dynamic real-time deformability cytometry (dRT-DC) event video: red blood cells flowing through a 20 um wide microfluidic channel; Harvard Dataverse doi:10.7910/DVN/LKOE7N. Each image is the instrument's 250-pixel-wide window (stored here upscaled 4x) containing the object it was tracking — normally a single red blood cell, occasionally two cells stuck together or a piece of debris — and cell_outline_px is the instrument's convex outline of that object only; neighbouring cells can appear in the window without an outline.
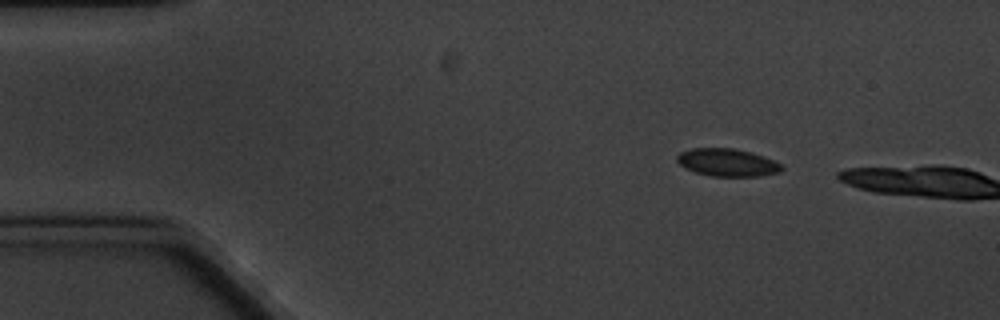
{"species": "common noctule bat (a hibernating species)", "species_latin": "Nyctalus noctula", "temperature_condition": "cold", "stored_images_in_passage": 2, "camera_frame_rate_fps": 3000, "um_per_image_px": 0.085, "animal": {"sex": "male", "body_mass_g": 20.1, "forearm_length_mm": 53.5}, "frame": {"image": 1, "passage_image": 1, "time_ms": 0.0, "image_size_px": [1000, 320], "cell_outline_px": [[784, 168], [780, 172], [760, 176], [712, 176], [696, 172], [680, 164], [676, 160], [676, 156], [680, 152], [692, 148], [732, 148], [752, 152], [764, 156], [780, 164]], "centroid_in_image_um": [61.83, 13.8], "position_along_channel_um": 23.2, "area_um2": 16.76}}